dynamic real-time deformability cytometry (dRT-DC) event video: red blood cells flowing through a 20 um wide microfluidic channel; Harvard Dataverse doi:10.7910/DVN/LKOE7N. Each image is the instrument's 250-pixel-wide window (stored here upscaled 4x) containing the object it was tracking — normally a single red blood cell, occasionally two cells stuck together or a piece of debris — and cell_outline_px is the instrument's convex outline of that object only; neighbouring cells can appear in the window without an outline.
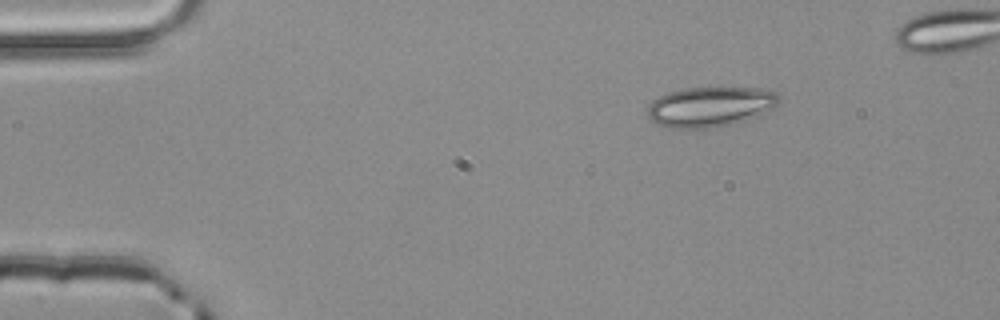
{"species": "common noctule bat (a hibernating species)", "species_latin": "Nyctalus noctula", "temperature_condition": "room temperature", "stored_images_in_passage": 3, "camera_frame_rate_fps": 3000, "um_per_image_px": 0.085, "animal": {"sex": "male", "body_mass_g": 20.4}, "frame": {"image": 1, "passage_image": 1, "time_ms": 0.0, "image_size_px": [1000, 320], "cell_outline_px": [[780, 100], [772, 108], [756, 116], [744, 120], [712, 128], [668, 128], [656, 124], [648, 116], [648, 108], [652, 100], [668, 92], [684, 88], [764, 88], [776, 92], [780, 96]], "centroid_in_image_um": [60.35, 9.06], "position_along_channel_um": 24.6, "area_um2": 30.52}}